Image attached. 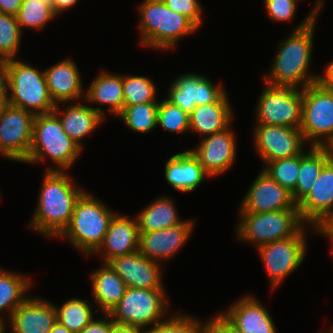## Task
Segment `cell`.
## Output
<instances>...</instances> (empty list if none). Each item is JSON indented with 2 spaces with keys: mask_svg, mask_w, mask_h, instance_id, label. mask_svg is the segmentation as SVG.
Here are the masks:
<instances>
[{
  "mask_svg": "<svg viewBox=\"0 0 333 333\" xmlns=\"http://www.w3.org/2000/svg\"><path fill=\"white\" fill-rule=\"evenodd\" d=\"M84 192L66 171H46L29 228L45 237L58 238L68 226L75 204Z\"/></svg>",
  "mask_w": 333,
  "mask_h": 333,
  "instance_id": "7a4b0ae2",
  "label": "cell"
},
{
  "mask_svg": "<svg viewBox=\"0 0 333 333\" xmlns=\"http://www.w3.org/2000/svg\"><path fill=\"white\" fill-rule=\"evenodd\" d=\"M237 240L253 243L256 248L294 236L304 225L298 209L263 213L239 212Z\"/></svg>",
  "mask_w": 333,
  "mask_h": 333,
  "instance_id": "52a82bcc",
  "label": "cell"
},
{
  "mask_svg": "<svg viewBox=\"0 0 333 333\" xmlns=\"http://www.w3.org/2000/svg\"><path fill=\"white\" fill-rule=\"evenodd\" d=\"M138 11L139 41L147 48L172 50L180 39L198 30L189 18L170 9L164 1L144 0Z\"/></svg>",
  "mask_w": 333,
  "mask_h": 333,
  "instance_id": "3957f363",
  "label": "cell"
},
{
  "mask_svg": "<svg viewBox=\"0 0 333 333\" xmlns=\"http://www.w3.org/2000/svg\"><path fill=\"white\" fill-rule=\"evenodd\" d=\"M4 329V326L0 324V333H5Z\"/></svg>",
  "mask_w": 333,
  "mask_h": 333,
  "instance_id": "db71d44e",
  "label": "cell"
},
{
  "mask_svg": "<svg viewBox=\"0 0 333 333\" xmlns=\"http://www.w3.org/2000/svg\"><path fill=\"white\" fill-rule=\"evenodd\" d=\"M239 212L263 213L298 209L292 193L261 170L242 198Z\"/></svg>",
  "mask_w": 333,
  "mask_h": 333,
  "instance_id": "2e32d148",
  "label": "cell"
},
{
  "mask_svg": "<svg viewBox=\"0 0 333 333\" xmlns=\"http://www.w3.org/2000/svg\"><path fill=\"white\" fill-rule=\"evenodd\" d=\"M139 232H153L170 228L183 222L177 213L173 199L160 196L137 215Z\"/></svg>",
  "mask_w": 333,
  "mask_h": 333,
  "instance_id": "f1b7e54d",
  "label": "cell"
},
{
  "mask_svg": "<svg viewBox=\"0 0 333 333\" xmlns=\"http://www.w3.org/2000/svg\"><path fill=\"white\" fill-rule=\"evenodd\" d=\"M222 313L243 333H277L268 310L252 295H244Z\"/></svg>",
  "mask_w": 333,
  "mask_h": 333,
  "instance_id": "603a6c76",
  "label": "cell"
},
{
  "mask_svg": "<svg viewBox=\"0 0 333 333\" xmlns=\"http://www.w3.org/2000/svg\"><path fill=\"white\" fill-rule=\"evenodd\" d=\"M324 0H317L311 12L278 46L273 66L262 76L265 84L304 89L316 83L318 74L308 73L312 62L314 31Z\"/></svg>",
  "mask_w": 333,
  "mask_h": 333,
  "instance_id": "6da1fadb",
  "label": "cell"
},
{
  "mask_svg": "<svg viewBox=\"0 0 333 333\" xmlns=\"http://www.w3.org/2000/svg\"><path fill=\"white\" fill-rule=\"evenodd\" d=\"M225 92L215 103L197 105L189 114V132L201 137L210 136L224 131L233 122V110Z\"/></svg>",
  "mask_w": 333,
  "mask_h": 333,
  "instance_id": "d4e9b609",
  "label": "cell"
},
{
  "mask_svg": "<svg viewBox=\"0 0 333 333\" xmlns=\"http://www.w3.org/2000/svg\"><path fill=\"white\" fill-rule=\"evenodd\" d=\"M236 146L230 125L222 132L202 138L200 144L190 151L210 177H217L233 166L237 156Z\"/></svg>",
  "mask_w": 333,
  "mask_h": 333,
  "instance_id": "e0dca14e",
  "label": "cell"
},
{
  "mask_svg": "<svg viewBox=\"0 0 333 333\" xmlns=\"http://www.w3.org/2000/svg\"><path fill=\"white\" fill-rule=\"evenodd\" d=\"M321 148L325 151L328 162L333 164V137L323 143Z\"/></svg>",
  "mask_w": 333,
  "mask_h": 333,
  "instance_id": "f907efd6",
  "label": "cell"
},
{
  "mask_svg": "<svg viewBox=\"0 0 333 333\" xmlns=\"http://www.w3.org/2000/svg\"><path fill=\"white\" fill-rule=\"evenodd\" d=\"M318 234L328 237L331 242V252H333V216L329 218L319 229Z\"/></svg>",
  "mask_w": 333,
  "mask_h": 333,
  "instance_id": "c3c4849f",
  "label": "cell"
},
{
  "mask_svg": "<svg viewBox=\"0 0 333 333\" xmlns=\"http://www.w3.org/2000/svg\"><path fill=\"white\" fill-rule=\"evenodd\" d=\"M86 191L77 200L68 226L59 235L68 239L75 249L89 256L104 240L111 219L116 214Z\"/></svg>",
  "mask_w": 333,
  "mask_h": 333,
  "instance_id": "5b68a950",
  "label": "cell"
},
{
  "mask_svg": "<svg viewBox=\"0 0 333 333\" xmlns=\"http://www.w3.org/2000/svg\"><path fill=\"white\" fill-rule=\"evenodd\" d=\"M21 273L7 271L0 268V313L8 312V319L11 314L29 297L26 295L30 289L31 278ZM1 316V315H0ZM0 317V324L4 326V331L7 330L6 320Z\"/></svg>",
  "mask_w": 333,
  "mask_h": 333,
  "instance_id": "f546056e",
  "label": "cell"
},
{
  "mask_svg": "<svg viewBox=\"0 0 333 333\" xmlns=\"http://www.w3.org/2000/svg\"><path fill=\"white\" fill-rule=\"evenodd\" d=\"M165 179L175 190L191 192L210 177L190 150L176 153L165 164Z\"/></svg>",
  "mask_w": 333,
  "mask_h": 333,
  "instance_id": "484cf974",
  "label": "cell"
},
{
  "mask_svg": "<svg viewBox=\"0 0 333 333\" xmlns=\"http://www.w3.org/2000/svg\"><path fill=\"white\" fill-rule=\"evenodd\" d=\"M7 320L11 333H49L57 322L54 304L31 296Z\"/></svg>",
  "mask_w": 333,
  "mask_h": 333,
  "instance_id": "44dd1931",
  "label": "cell"
},
{
  "mask_svg": "<svg viewBox=\"0 0 333 333\" xmlns=\"http://www.w3.org/2000/svg\"><path fill=\"white\" fill-rule=\"evenodd\" d=\"M107 264L121 277L127 287L164 289L162 264L147 259L139 251L115 257Z\"/></svg>",
  "mask_w": 333,
  "mask_h": 333,
  "instance_id": "d6986e66",
  "label": "cell"
},
{
  "mask_svg": "<svg viewBox=\"0 0 333 333\" xmlns=\"http://www.w3.org/2000/svg\"><path fill=\"white\" fill-rule=\"evenodd\" d=\"M300 130L310 146L321 147L333 137V88L316 82L303 89Z\"/></svg>",
  "mask_w": 333,
  "mask_h": 333,
  "instance_id": "9c48e42d",
  "label": "cell"
},
{
  "mask_svg": "<svg viewBox=\"0 0 333 333\" xmlns=\"http://www.w3.org/2000/svg\"><path fill=\"white\" fill-rule=\"evenodd\" d=\"M167 297L164 289L127 287L124 296L109 315L116 323L131 325L144 332L150 325L152 327L165 320L170 308Z\"/></svg>",
  "mask_w": 333,
  "mask_h": 333,
  "instance_id": "ba28073f",
  "label": "cell"
},
{
  "mask_svg": "<svg viewBox=\"0 0 333 333\" xmlns=\"http://www.w3.org/2000/svg\"><path fill=\"white\" fill-rule=\"evenodd\" d=\"M8 84L9 105L34 115L48 114L55 108L44 71L18 59L0 64Z\"/></svg>",
  "mask_w": 333,
  "mask_h": 333,
  "instance_id": "8992f818",
  "label": "cell"
},
{
  "mask_svg": "<svg viewBox=\"0 0 333 333\" xmlns=\"http://www.w3.org/2000/svg\"><path fill=\"white\" fill-rule=\"evenodd\" d=\"M144 333H206V323L190 314H175L156 323Z\"/></svg>",
  "mask_w": 333,
  "mask_h": 333,
  "instance_id": "74e56055",
  "label": "cell"
},
{
  "mask_svg": "<svg viewBox=\"0 0 333 333\" xmlns=\"http://www.w3.org/2000/svg\"><path fill=\"white\" fill-rule=\"evenodd\" d=\"M44 73L50 97L55 105L76 102L82 95V98H85L81 74L73 60H61L47 68Z\"/></svg>",
  "mask_w": 333,
  "mask_h": 333,
  "instance_id": "7402d4cb",
  "label": "cell"
},
{
  "mask_svg": "<svg viewBox=\"0 0 333 333\" xmlns=\"http://www.w3.org/2000/svg\"><path fill=\"white\" fill-rule=\"evenodd\" d=\"M194 222L193 218V220H184L170 228L153 232H139L138 251L147 259L158 263L172 258L190 238Z\"/></svg>",
  "mask_w": 333,
  "mask_h": 333,
  "instance_id": "ac0fdd59",
  "label": "cell"
},
{
  "mask_svg": "<svg viewBox=\"0 0 333 333\" xmlns=\"http://www.w3.org/2000/svg\"><path fill=\"white\" fill-rule=\"evenodd\" d=\"M78 3V0H52V10L59 16L61 12L68 10L70 7Z\"/></svg>",
  "mask_w": 333,
  "mask_h": 333,
  "instance_id": "7dc6e473",
  "label": "cell"
},
{
  "mask_svg": "<svg viewBox=\"0 0 333 333\" xmlns=\"http://www.w3.org/2000/svg\"><path fill=\"white\" fill-rule=\"evenodd\" d=\"M299 169L300 155H297L267 162L262 170L292 193L296 188Z\"/></svg>",
  "mask_w": 333,
  "mask_h": 333,
  "instance_id": "8d00e7d4",
  "label": "cell"
},
{
  "mask_svg": "<svg viewBox=\"0 0 333 333\" xmlns=\"http://www.w3.org/2000/svg\"><path fill=\"white\" fill-rule=\"evenodd\" d=\"M205 323L206 333H243L222 312Z\"/></svg>",
  "mask_w": 333,
  "mask_h": 333,
  "instance_id": "b9f144b4",
  "label": "cell"
},
{
  "mask_svg": "<svg viewBox=\"0 0 333 333\" xmlns=\"http://www.w3.org/2000/svg\"><path fill=\"white\" fill-rule=\"evenodd\" d=\"M90 306L91 303H88V300L79 298H72L61 307L54 304L57 322L73 333H79L94 319L93 308Z\"/></svg>",
  "mask_w": 333,
  "mask_h": 333,
  "instance_id": "1f68e13d",
  "label": "cell"
},
{
  "mask_svg": "<svg viewBox=\"0 0 333 333\" xmlns=\"http://www.w3.org/2000/svg\"><path fill=\"white\" fill-rule=\"evenodd\" d=\"M22 32L16 16L0 13V64L17 59Z\"/></svg>",
  "mask_w": 333,
  "mask_h": 333,
  "instance_id": "e575fe53",
  "label": "cell"
},
{
  "mask_svg": "<svg viewBox=\"0 0 333 333\" xmlns=\"http://www.w3.org/2000/svg\"><path fill=\"white\" fill-rule=\"evenodd\" d=\"M298 0H264V9L272 21L289 22L296 15Z\"/></svg>",
  "mask_w": 333,
  "mask_h": 333,
  "instance_id": "ab89813d",
  "label": "cell"
},
{
  "mask_svg": "<svg viewBox=\"0 0 333 333\" xmlns=\"http://www.w3.org/2000/svg\"><path fill=\"white\" fill-rule=\"evenodd\" d=\"M170 133L181 134L189 131V114L166 99L158 104L157 127Z\"/></svg>",
  "mask_w": 333,
  "mask_h": 333,
  "instance_id": "f35d334b",
  "label": "cell"
},
{
  "mask_svg": "<svg viewBox=\"0 0 333 333\" xmlns=\"http://www.w3.org/2000/svg\"><path fill=\"white\" fill-rule=\"evenodd\" d=\"M103 265L90 275L91 295L100 312L109 314L124 296L127 286L107 263Z\"/></svg>",
  "mask_w": 333,
  "mask_h": 333,
  "instance_id": "4316f807",
  "label": "cell"
},
{
  "mask_svg": "<svg viewBox=\"0 0 333 333\" xmlns=\"http://www.w3.org/2000/svg\"><path fill=\"white\" fill-rule=\"evenodd\" d=\"M301 220L318 234L333 216V164L327 162L308 194L297 204Z\"/></svg>",
  "mask_w": 333,
  "mask_h": 333,
  "instance_id": "9a60e30c",
  "label": "cell"
},
{
  "mask_svg": "<svg viewBox=\"0 0 333 333\" xmlns=\"http://www.w3.org/2000/svg\"><path fill=\"white\" fill-rule=\"evenodd\" d=\"M331 330H330V332L329 333H333V327L331 326V328H330ZM320 333H327V332H320Z\"/></svg>",
  "mask_w": 333,
  "mask_h": 333,
  "instance_id": "11a10c76",
  "label": "cell"
},
{
  "mask_svg": "<svg viewBox=\"0 0 333 333\" xmlns=\"http://www.w3.org/2000/svg\"><path fill=\"white\" fill-rule=\"evenodd\" d=\"M328 162L325 151L321 147L310 146L300 154V169L295 190L292 192L298 204L310 191L323 166Z\"/></svg>",
  "mask_w": 333,
  "mask_h": 333,
  "instance_id": "4dcf8cb0",
  "label": "cell"
},
{
  "mask_svg": "<svg viewBox=\"0 0 333 333\" xmlns=\"http://www.w3.org/2000/svg\"><path fill=\"white\" fill-rule=\"evenodd\" d=\"M139 228L136 217L116 213L111 219L102 244L93 254H101L103 263L139 249Z\"/></svg>",
  "mask_w": 333,
  "mask_h": 333,
  "instance_id": "ffe728a7",
  "label": "cell"
},
{
  "mask_svg": "<svg viewBox=\"0 0 333 333\" xmlns=\"http://www.w3.org/2000/svg\"><path fill=\"white\" fill-rule=\"evenodd\" d=\"M21 4L22 0H0V13L16 16Z\"/></svg>",
  "mask_w": 333,
  "mask_h": 333,
  "instance_id": "ee69618b",
  "label": "cell"
},
{
  "mask_svg": "<svg viewBox=\"0 0 333 333\" xmlns=\"http://www.w3.org/2000/svg\"><path fill=\"white\" fill-rule=\"evenodd\" d=\"M53 18H57L53 10L38 0H22L21 7L16 15L22 31L24 27L41 30Z\"/></svg>",
  "mask_w": 333,
  "mask_h": 333,
  "instance_id": "d590c367",
  "label": "cell"
},
{
  "mask_svg": "<svg viewBox=\"0 0 333 333\" xmlns=\"http://www.w3.org/2000/svg\"><path fill=\"white\" fill-rule=\"evenodd\" d=\"M307 226L304 225L292 237L277 240L257 248L269 277L271 289H277L284 278L292 274L303 263L307 255V239L305 237Z\"/></svg>",
  "mask_w": 333,
  "mask_h": 333,
  "instance_id": "8fae6325",
  "label": "cell"
},
{
  "mask_svg": "<svg viewBox=\"0 0 333 333\" xmlns=\"http://www.w3.org/2000/svg\"><path fill=\"white\" fill-rule=\"evenodd\" d=\"M42 1L45 5L49 6L52 9V0H38Z\"/></svg>",
  "mask_w": 333,
  "mask_h": 333,
  "instance_id": "f5cc1de1",
  "label": "cell"
},
{
  "mask_svg": "<svg viewBox=\"0 0 333 333\" xmlns=\"http://www.w3.org/2000/svg\"><path fill=\"white\" fill-rule=\"evenodd\" d=\"M99 73L85 91L84 99L86 103L109 105L107 113L111 112L117 117L124 108L123 74L107 71Z\"/></svg>",
  "mask_w": 333,
  "mask_h": 333,
  "instance_id": "83f0119b",
  "label": "cell"
},
{
  "mask_svg": "<svg viewBox=\"0 0 333 333\" xmlns=\"http://www.w3.org/2000/svg\"><path fill=\"white\" fill-rule=\"evenodd\" d=\"M52 112L60 120L65 133L82 149L81 139L86 138L107 119V114L99 106L95 108L91 107L90 104L87 106V104L83 105L77 102L68 104L64 111L57 104Z\"/></svg>",
  "mask_w": 333,
  "mask_h": 333,
  "instance_id": "cb8c5ba5",
  "label": "cell"
},
{
  "mask_svg": "<svg viewBox=\"0 0 333 333\" xmlns=\"http://www.w3.org/2000/svg\"><path fill=\"white\" fill-rule=\"evenodd\" d=\"M104 315H106L104 319H93L79 333H110L111 325L114 321L109 314Z\"/></svg>",
  "mask_w": 333,
  "mask_h": 333,
  "instance_id": "7bdbcfd3",
  "label": "cell"
},
{
  "mask_svg": "<svg viewBox=\"0 0 333 333\" xmlns=\"http://www.w3.org/2000/svg\"><path fill=\"white\" fill-rule=\"evenodd\" d=\"M252 135L253 146L264 165L305 151V140L300 128L256 124Z\"/></svg>",
  "mask_w": 333,
  "mask_h": 333,
  "instance_id": "4fadbf2b",
  "label": "cell"
},
{
  "mask_svg": "<svg viewBox=\"0 0 333 333\" xmlns=\"http://www.w3.org/2000/svg\"><path fill=\"white\" fill-rule=\"evenodd\" d=\"M8 105V84L5 75L0 68V112L3 111Z\"/></svg>",
  "mask_w": 333,
  "mask_h": 333,
  "instance_id": "f6af8a7d",
  "label": "cell"
},
{
  "mask_svg": "<svg viewBox=\"0 0 333 333\" xmlns=\"http://www.w3.org/2000/svg\"><path fill=\"white\" fill-rule=\"evenodd\" d=\"M226 90L223 85L198 73H184L169 87L167 98L170 103L190 114L197 105L215 103Z\"/></svg>",
  "mask_w": 333,
  "mask_h": 333,
  "instance_id": "5bb4252c",
  "label": "cell"
},
{
  "mask_svg": "<svg viewBox=\"0 0 333 333\" xmlns=\"http://www.w3.org/2000/svg\"><path fill=\"white\" fill-rule=\"evenodd\" d=\"M158 104L147 102L126 106L116 118L122 120L130 130L146 134L157 127Z\"/></svg>",
  "mask_w": 333,
  "mask_h": 333,
  "instance_id": "d6a6232c",
  "label": "cell"
},
{
  "mask_svg": "<svg viewBox=\"0 0 333 333\" xmlns=\"http://www.w3.org/2000/svg\"><path fill=\"white\" fill-rule=\"evenodd\" d=\"M110 333H144V332L139 328L133 327L131 325L119 324L113 322V324L111 325Z\"/></svg>",
  "mask_w": 333,
  "mask_h": 333,
  "instance_id": "681fc988",
  "label": "cell"
},
{
  "mask_svg": "<svg viewBox=\"0 0 333 333\" xmlns=\"http://www.w3.org/2000/svg\"><path fill=\"white\" fill-rule=\"evenodd\" d=\"M82 151L83 149L65 133L60 120L53 112L35 115L30 151L24 163L36 164L44 162L48 157L55 164L46 168V171H67Z\"/></svg>",
  "mask_w": 333,
  "mask_h": 333,
  "instance_id": "277c9868",
  "label": "cell"
},
{
  "mask_svg": "<svg viewBox=\"0 0 333 333\" xmlns=\"http://www.w3.org/2000/svg\"><path fill=\"white\" fill-rule=\"evenodd\" d=\"M156 85L145 76L123 75L124 108L156 100Z\"/></svg>",
  "mask_w": 333,
  "mask_h": 333,
  "instance_id": "836d02e7",
  "label": "cell"
},
{
  "mask_svg": "<svg viewBox=\"0 0 333 333\" xmlns=\"http://www.w3.org/2000/svg\"><path fill=\"white\" fill-rule=\"evenodd\" d=\"M173 11L189 18L198 28L202 23V6L199 0H163Z\"/></svg>",
  "mask_w": 333,
  "mask_h": 333,
  "instance_id": "60d3db41",
  "label": "cell"
},
{
  "mask_svg": "<svg viewBox=\"0 0 333 333\" xmlns=\"http://www.w3.org/2000/svg\"><path fill=\"white\" fill-rule=\"evenodd\" d=\"M49 333H73V332L68 330L60 323L56 322Z\"/></svg>",
  "mask_w": 333,
  "mask_h": 333,
  "instance_id": "816d5d0a",
  "label": "cell"
},
{
  "mask_svg": "<svg viewBox=\"0 0 333 333\" xmlns=\"http://www.w3.org/2000/svg\"><path fill=\"white\" fill-rule=\"evenodd\" d=\"M35 115L12 105L0 112V154L24 162L29 155Z\"/></svg>",
  "mask_w": 333,
  "mask_h": 333,
  "instance_id": "7c38bea8",
  "label": "cell"
},
{
  "mask_svg": "<svg viewBox=\"0 0 333 333\" xmlns=\"http://www.w3.org/2000/svg\"><path fill=\"white\" fill-rule=\"evenodd\" d=\"M324 71V74L318 75L317 82L320 85L333 88V61L325 66Z\"/></svg>",
  "mask_w": 333,
  "mask_h": 333,
  "instance_id": "bcb514c9",
  "label": "cell"
},
{
  "mask_svg": "<svg viewBox=\"0 0 333 333\" xmlns=\"http://www.w3.org/2000/svg\"><path fill=\"white\" fill-rule=\"evenodd\" d=\"M265 85L256 106V124L300 128L303 89Z\"/></svg>",
  "mask_w": 333,
  "mask_h": 333,
  "instance_id": "30bf717a",
  "label": "cell"
}]
</instances>
